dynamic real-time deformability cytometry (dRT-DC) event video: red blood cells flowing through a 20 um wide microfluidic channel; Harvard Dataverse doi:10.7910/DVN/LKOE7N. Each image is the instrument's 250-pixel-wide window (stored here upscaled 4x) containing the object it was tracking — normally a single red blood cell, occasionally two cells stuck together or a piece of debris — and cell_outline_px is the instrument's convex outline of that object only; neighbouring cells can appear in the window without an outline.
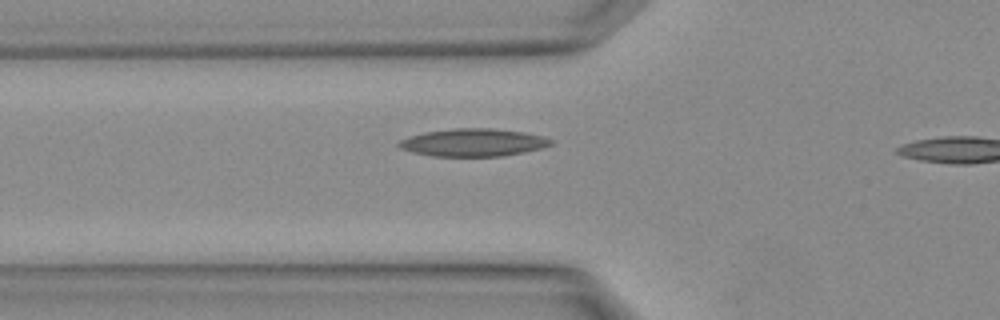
{"species": "Egyptian fruit bat (a non-hibernating species)", "species_latin": "Rousettus aegyptiacus", "temperature_condition": "warm", "stored_images_in_passage": 3, "camera_frame_rate_fps": 3000, "um_per_image_px": 0.085, "animal": {"sex": "female"}, "frame": {"image": 1, "passage_image": 2, "time_ms": 0.333, "image_size_px": [1000, 320], "cell_outline_px": [[552, 144], [540, 148], [524, 152], [500, 156], [432, 156], [412, 152], [400, 148], [396, 144], [400, 140], [424, 132], [456, 128], [492, 128], [524, 132], [544, 136], [552, 140]], "centroid_in_image_um": [40.22, 12.11], "position_along_channel_um": 85.6, "area_um2": 24.39}}